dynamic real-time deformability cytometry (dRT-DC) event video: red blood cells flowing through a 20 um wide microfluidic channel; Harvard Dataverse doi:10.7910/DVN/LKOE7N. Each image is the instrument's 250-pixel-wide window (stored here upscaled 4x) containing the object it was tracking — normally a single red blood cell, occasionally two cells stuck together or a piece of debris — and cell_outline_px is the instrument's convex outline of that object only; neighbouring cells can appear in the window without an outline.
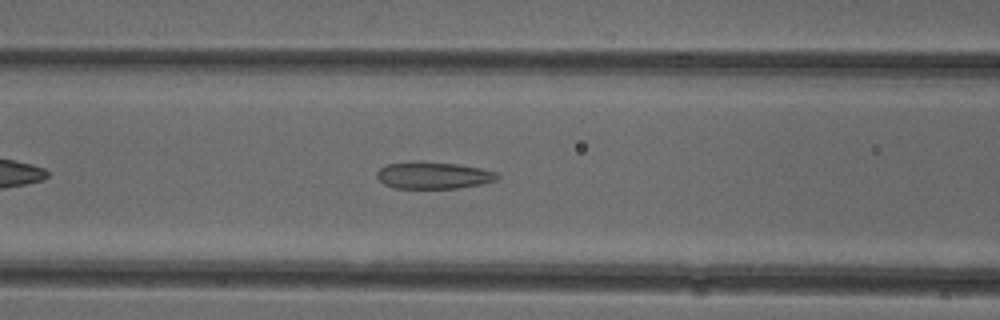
{"species": "common noctule bat (a hibernating species)", "species_latin": "Nyctalus noctula", "temperature_condition": "cold", "stored_images_in_passage": 41, "camera_frame_rate_fps": 3000, "um_per_image_px": 0.085, "animal": {"sex": "female"}, "frame": {"image": 1, "passage_image": 10, "time_ms": 3.0, "image_size_px": [1000, 320], "cell_outline_px": [[500, 176], [496, 180], [480, 184], [460, 188], [396, 188], [384, 184], [376, 176], [376, 172], [380, 168], [388, 164], [412, 160], [456, 164], [480, 168], [496, 172]], "centroid_in_image_um": [36.81, 14.89], "position_along_channel_um": 129.8, "area_um2": 18.96}}
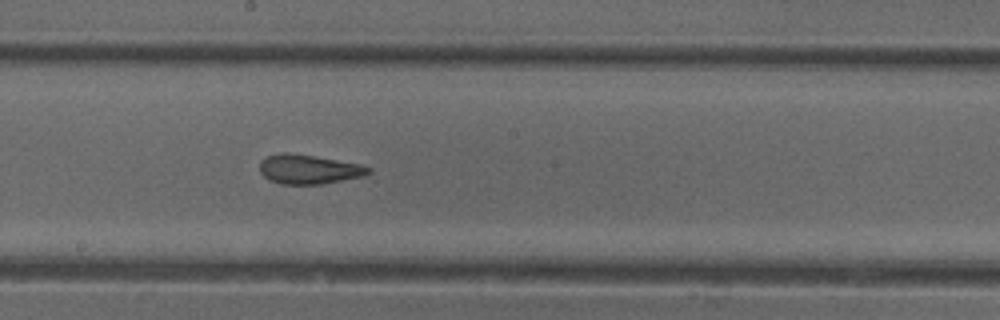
{"frame": {"image": 2, "passage_image": 17, "time_ms": 5.333, "image_size_px": [1000, 320], "cell_outline_px": [[372, 172], [364, 176], [320, 184], [284, 184], [268, 180], [260, 172], [260, 160], [268, 156], [284, 152], [288, 152], [360, 164], [372, 168]], "centroid_in_image_um": [26.24, 14.39], "position_along_channel_um": 222.0, "area_um2": 18.44}}
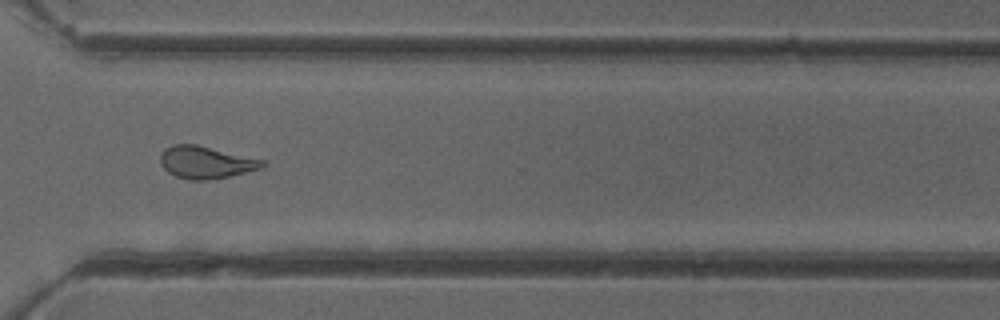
{"frame": {"image": 3, "passage_image": 27, "time_ms": 8.667, "image_size_px": [1000, 320], "cell_outline_px": [[268, 164], [264, 168], [228, 176], [208, 180], [188, 180], [176, 176], [168, 172], [160, 164], [160, 156], [164, 148], [172, 144], [196, 144], [264, 160]], "centroid_in_image_um": [17.5, 13.79], "position_along_channel_um": 353.1, "area_um2": 19.31}, "authors_computed_cell_mechanics": {"area_um2": 19.3052, "velocity_mm_per_s": 3.9485, "shape_relaxation_time_tau1_ms": null, "shape_relaxation_time_tau2_ms": 1.9547, "deformation_change_tau1": null, "deformation_change_tau2": 0.1065}}